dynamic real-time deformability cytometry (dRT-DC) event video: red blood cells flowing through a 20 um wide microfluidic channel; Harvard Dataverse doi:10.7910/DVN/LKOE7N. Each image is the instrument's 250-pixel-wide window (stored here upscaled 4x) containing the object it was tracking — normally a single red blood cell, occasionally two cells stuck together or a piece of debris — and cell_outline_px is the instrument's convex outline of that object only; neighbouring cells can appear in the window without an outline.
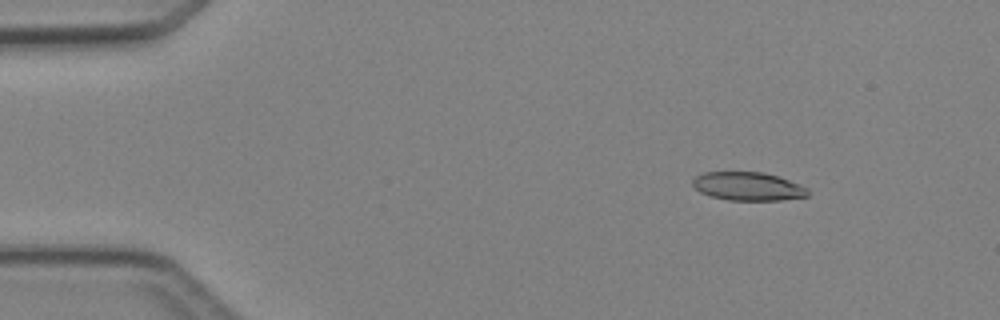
{"species": "Egyptian fruit bat (a non-hibernating species)", "species_latin": "Rousettus aegyptiacus", "temperature_condition": "cold", "stored_images_in_passage": 3, "camera_frame_rate_fps": 3000, "um_per_image_px": 0.085, "animal": {"sex": "female"}, "frame": {"image": 1, "passage_image": 1, "time_ms": 0.0, "image_size_px": [1000, 320], "cell_outline_px": [[808, 196], [780, 200], [728, 200], [712, 196], [700, 192], [692, 184], [692, 180], [696, 176], [704, 172], [764, 172], [780, 176], [808, 188]], "centroid_in_image_um": [63.59, 15.83], "position_along_channel_um": 21.4, "area_um2": 19.07}}